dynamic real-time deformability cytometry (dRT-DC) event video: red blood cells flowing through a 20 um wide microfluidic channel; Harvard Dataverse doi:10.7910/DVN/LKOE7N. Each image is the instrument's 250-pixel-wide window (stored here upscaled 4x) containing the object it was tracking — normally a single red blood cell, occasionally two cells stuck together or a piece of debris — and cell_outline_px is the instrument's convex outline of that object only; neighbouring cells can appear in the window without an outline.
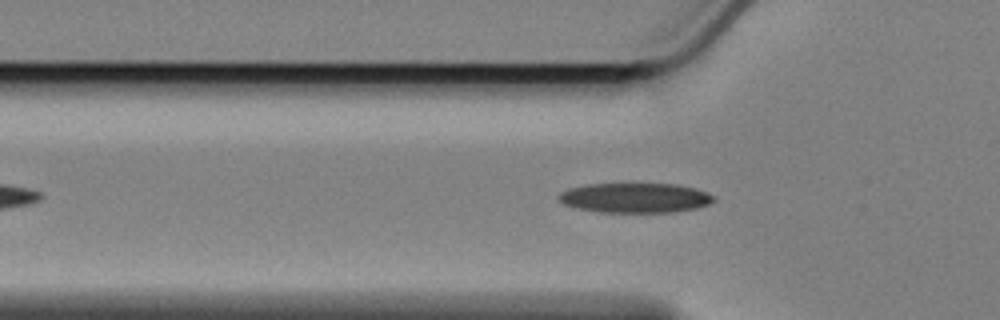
{"species": "Egyptian fruit bat (a non-hibernating species)", "species_latin": "Rousettus aegyptiacus", "temperature_condition": "cold", "stored_images_in_passage": 40, "camera_frame_rate_fps": 3000, "um_per_image_px": 0.085, "animal": {"sex": "female"}, "frame": {"image": 1, "passage_image": 11, "time_ms": 3.333, "image_size_px": [1000, 320], "cell_outline_px": [[716, 200], [708, 204], [696, 208], [676, 212], [596, 212], [576, 208], [564, 204], [556, 200], [556, 196], [560, 192], [568, 188], [588, 184], [676, 184], [692, 188], [704, 192], [712, 196]], "centroid_in_image_um": [53.9, 16.82], "position_along_channel_um": 71.9, "area_um2": 26.93}}
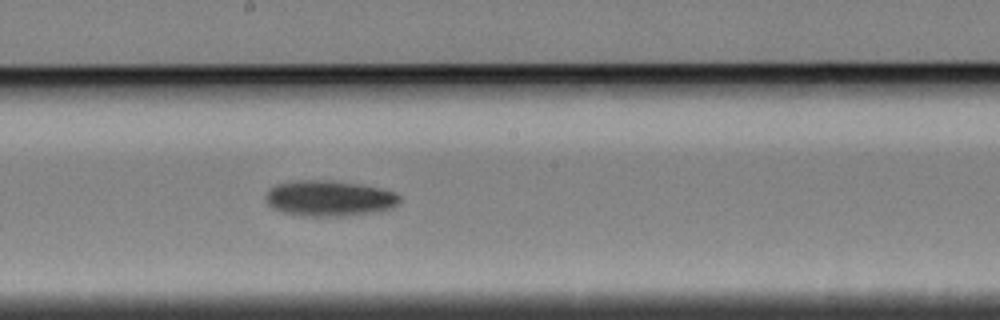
{"frame": {"image": 2, "passage_image": 24, "time_ms": 7.667, "image_size_px": [1000, 320], "cell_outline_px": [[400, 204], [392, 208], [380, 212], [344, 216], [300, 216], [280, 212], [272, 208], [268, 204], [264, 196], [276, 184], [300, 180], [324, 180], [360, 184], [380, 188], [392, 192], [400, 196]], "centroid_in_image_um": [28.0, 16.88], "position_along_channel_um": 220.2, "area_um2": 28.09}}
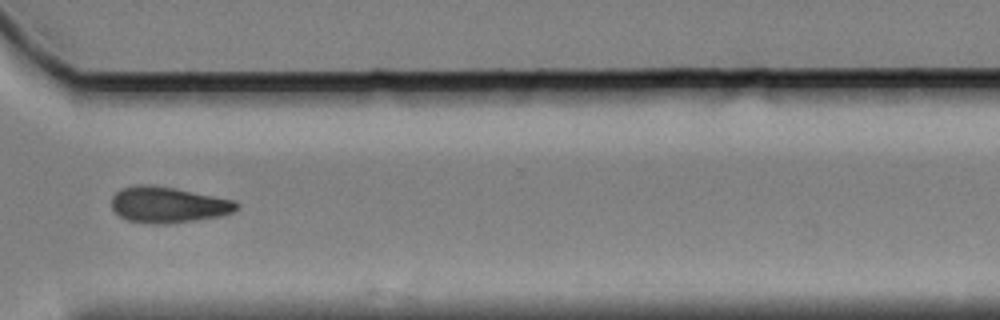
{"frame": {"image": 3, "passage_image": 36, "time_ms": 11.667, "image_size_px": [1000, 320], "cell_outline_px": [[240, 208], [232, 212], [220, 216], [196, 220], [168, 224], [144, 224], [128, 220], [120, 216], [112, 208], [112, 196], [120, 188], [136, 184], [152, 184], [236, 200], [240, 204]], "centroid_in_image_um": [14.29, 17.4], "position_along_channel_um": 356.3, "area_um2": 26.53}}